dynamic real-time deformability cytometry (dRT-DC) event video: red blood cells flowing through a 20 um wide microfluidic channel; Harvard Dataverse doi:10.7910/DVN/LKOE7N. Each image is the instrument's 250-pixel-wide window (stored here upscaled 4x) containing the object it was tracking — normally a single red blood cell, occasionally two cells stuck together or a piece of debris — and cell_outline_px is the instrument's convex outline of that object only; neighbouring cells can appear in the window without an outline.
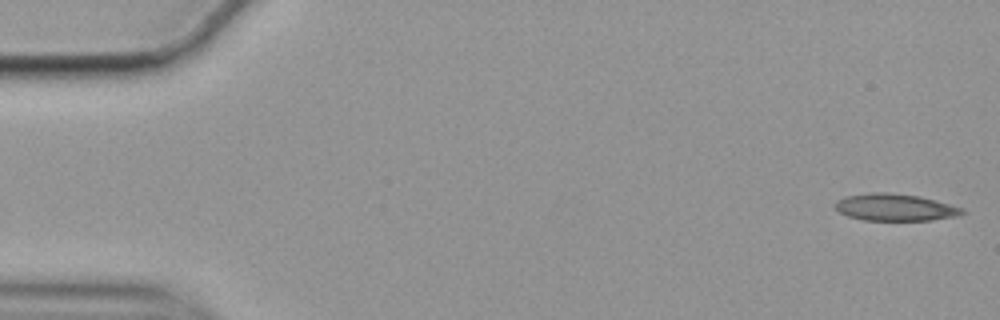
{"species": "common noctule bat (a hibernating species)", "species_latin": "Nyctalus noctula", "temperature_condition": "cold", "stored_images_in_passage": 56, "camera_frame_rate_fps": 3000, "um_per_image_px": 0.085, "animal": {"sex": "female", "body_mass_g": 19.9}, "frame": {"image": 1, "passage_image": 1, "time_ms": 0.0, "image_size_px": [1000, 320], "cell_outline_px": [[968, 212], [960, 216], [932, 220], [864, 220], [848, 216], [840, 212], [836, 208], [836, 204], [844, 196], [872, 192], [888, 192], [920, 196], [936, 200], [964, 208]], "centroid_in_image_um": [76.17, 17.62], "position_along_channel_um": 8.8, "area_um2": 20.11}}
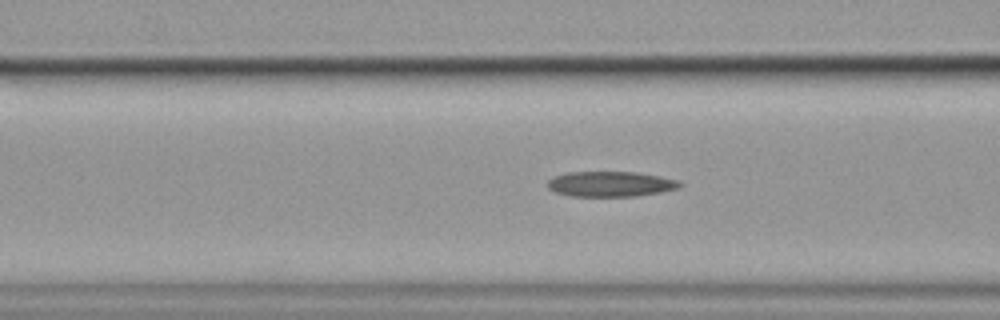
{"frame": {"image": 2, "passage_image": 21, "time_ms": 6.667, "image_size_px": [1000, 320], "cell_outline_px": [[684, 184], [680, 188], [660, 192], [636, 196], [568, 196], [556, 192], [548, 188], [548, 180], [552, 176], [568, 172], [636, 172], [660, 176], [680, 180]], "centroid_in_image_um": [51.92, 15.64], "position_along_channel_um": 114.7, "area_um2": 19.65}}
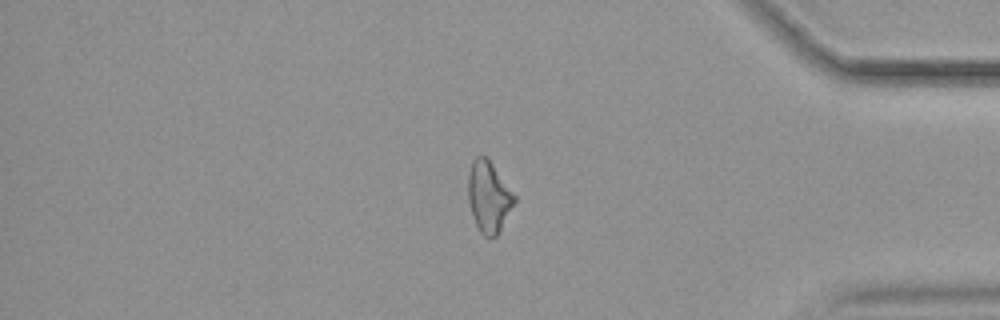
{"frame": {"image": 3, "passage_image": 47, "time_ms": 15.333, "image_size_px": [1000, 320], "cell_outline_px": [[516, 200], [496, 236], [488, 240], [480, 232], [472, 216], [468, 200], [468, 172], [472, 160], [476, 156], [488, 156], [516, 196]], "centroid_in_image_um": [41.53, 16.7], "position_along_channel_um": 393.7, "area_um2": 19.36}, "authors_computed_cell_mechanics": {"area_um2": 19.7965, "velocity_mm_per_s": 3.5287, "shape_relaxation_time_tau1_ms": null, "shape_relaxation_time_tau2_ms": 6.7731, "deformation_change_tau1": null, "deformation_change_tau2": 0.1995}}